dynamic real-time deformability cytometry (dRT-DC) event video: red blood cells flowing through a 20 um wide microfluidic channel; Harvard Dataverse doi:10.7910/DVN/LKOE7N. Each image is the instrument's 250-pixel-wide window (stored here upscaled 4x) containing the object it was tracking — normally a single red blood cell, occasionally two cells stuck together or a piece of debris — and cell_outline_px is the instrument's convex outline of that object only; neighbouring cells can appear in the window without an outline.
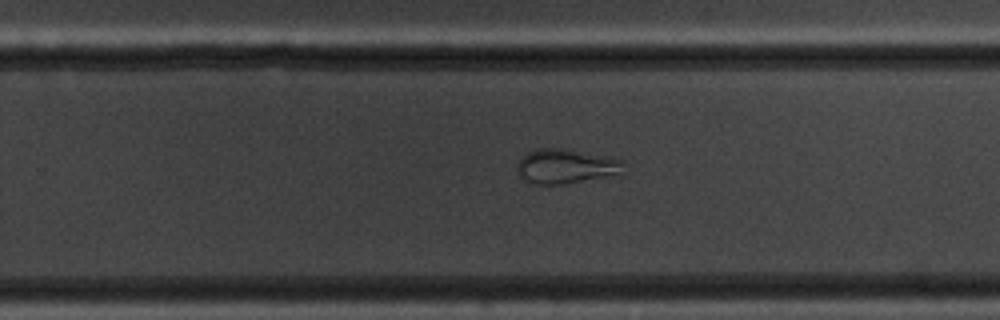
{"species": "common noctule bat (a hibernating species)", "species_latin": "Nyctalus noctula", "temperature_condition": "room temperature", "stored_images_in_passage": 54, "camera_frame_rate_fps": 3000, "um_per_image_px": 0.085, "animal": {"sex": "male", "body_mass_g": 20.1, "forearm_length_mm": 53.5}, "frame": {"image": 1, "passage_image": 34, "time_ms": 11.0, "image_size_px": [1000, 320], "cell_outline_px": [[624, 160], [620, 176], [564, 184], [532, 184], [524, 180], [516, 172], [516, 164], [528, 152], [536, 148], [568, 148], [612, 156]], "centroid_in_image_um": [48.16, 14.13], "position_along_channel_um": 281.6, "area_um2": 22.31}}
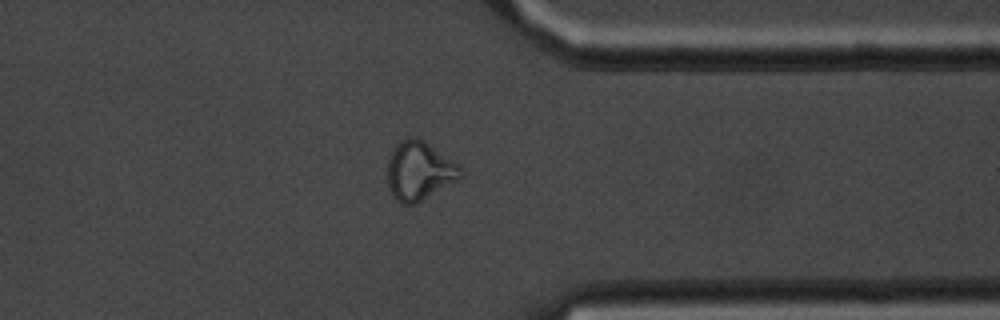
{"frame": {"image": 2, "passage_image": 42, "time_ms": 13.667, "image_size_px": [1000, 320], "cell_outline_px": [[464, 176], [460, 180], [416, 204], [400, 204], [396, 200], [388, 188], [384, 172], [388, 160], [396, 144], [400, 140], [408, 136], [416, 136], [424, 140], [460, 164], [464, 172]], "centroid_in_image_um": [35.65, 14.52], "position_along_channel_um": 375.8, "area_um2": 26.13}}
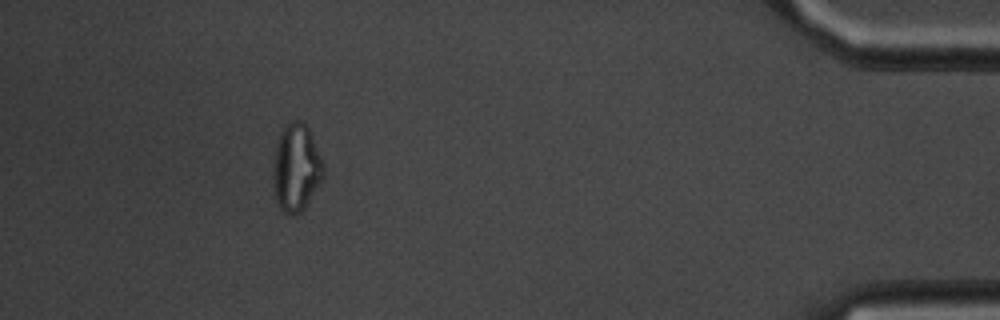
{"frame": {"image": 3, "passage_image": 49, "time_ms": 16.0, "image_size_px": [1000, 320], "cell_outline_px": [[324, 180], [304, 208], [300, 212], [288, 216], [280, 208], [276, 200], [272, 176], [272, 164], [276, 148], [280, 136], [284, 128], [292, 120], [300, 120], [308, 128], [312, 136], [324, 164]], "centroid_in_image_um": [25.19, 14.3], "position_along_channel_um": 410.0, "area_um2": 25.72}, "authors_computed_cell_mechanics": {"area_um2": 26.0678, "velocity_mm_per_s": 3.7279, "shape_relaxation_time_tau1_ms": null, "shape_relaxation_time_tau2_ms": 1.4953, "deformation_change_tau1": null, "deformation_change_tau2": 0.0667}}